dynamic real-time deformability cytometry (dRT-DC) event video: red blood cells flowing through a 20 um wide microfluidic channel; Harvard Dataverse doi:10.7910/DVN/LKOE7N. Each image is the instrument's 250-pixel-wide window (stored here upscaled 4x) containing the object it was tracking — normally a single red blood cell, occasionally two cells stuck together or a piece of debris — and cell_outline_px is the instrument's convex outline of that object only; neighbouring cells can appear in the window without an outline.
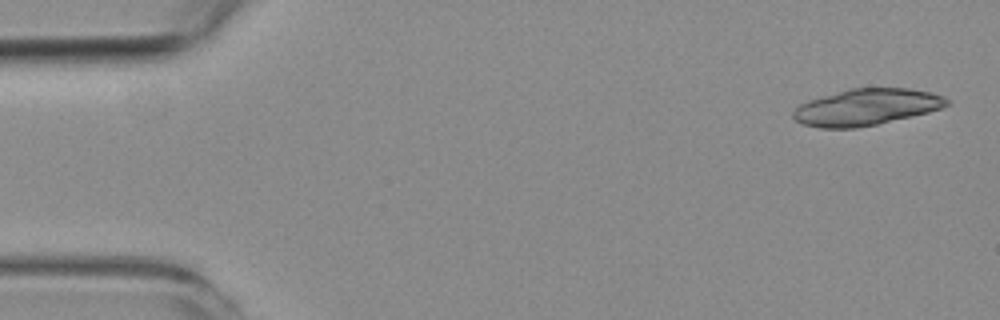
{"species": "common noctule bat (a hibernating species)", "species_latin": "Nyctalus noctula", "temperature_condition": "room temperature", "stored_images_in_passage": 4, "camera_frame_rate_fps": 3000, "um_per_image_px": 0.085, "animal": {"sex": "female", "body_mass_g": 19.3, "forearm_length_mm": 54.1}, "frame": {"image": 1, "passage_image": 1, "time_ms": 0.0, "image_size_px": [1000, 320], "cell_outline_px": [[948, 104], [940, 108], [928, 112], [912, 116], [876, 124], [856, 128], [820, 128], [804, 124], [796, 120], [792, 116], [792, 112], [800, 104], [824, 96], [852, 88], [908, 88], [928, 92], [944, 96], [948, 100]], "centroid_in_image_um": [73.64, 9.11], "position_along_channel_um": 11.4, "area_um2": 32.08}}